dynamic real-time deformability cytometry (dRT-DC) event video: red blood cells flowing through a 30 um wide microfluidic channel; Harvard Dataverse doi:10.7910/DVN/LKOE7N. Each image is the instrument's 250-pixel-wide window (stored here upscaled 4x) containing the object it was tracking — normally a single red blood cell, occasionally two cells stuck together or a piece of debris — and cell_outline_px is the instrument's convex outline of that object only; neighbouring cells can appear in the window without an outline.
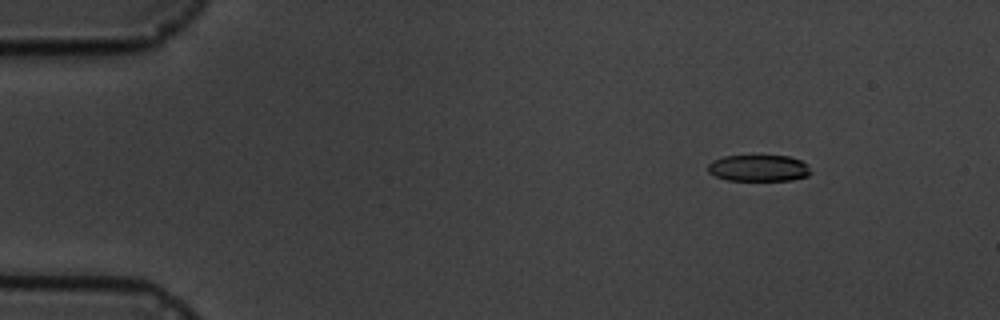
{"species": "common noctule bat (a hibernating species)", "species_latin": "Nyctalus noctula", "temperature_condition": "cold", "stored_images_in_passage": 5, "camera_frame_rate_fps": 3000, "um_per_image_px": 0.085, "animal": {"sex": "male", "body_mass_g": 19.5, "forearm_length_mm": 54.6}, "frame": {"image": 1, "passage_image": 1, "time_ms": 0.0, "image_size_px": [1000, 320], "cell_outline_px": [[812, 172], [808, 176], [792, 180], [728, 180], [716, 176], [708, 172], [708, 164], [712, 160], [724, 156], [788, 156], [800, 160], [808, 164]], "centroid_in_image_um": [64.51, 14.29], "position_along_channel_um": 20.5, "area_um2": 15.9}}
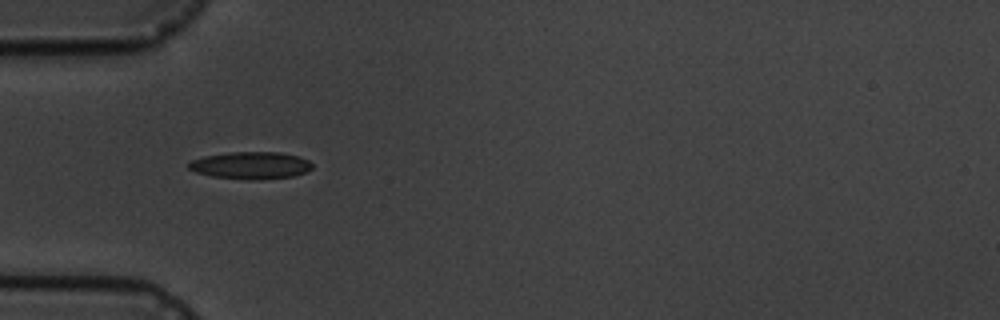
{"frame": {"image": 2, "passage_image": 4, "time_ms": 3.667, "image_size_px": [1000, 320], "cell_outline_px": [[312, 168], [304, 172], [292, 176], [260, 180], [248, 180], [212, 176], [196, 172], [188, 168], [188, 164], [192, 160], [204, 156], [228, 152], [280, 152], [300, 156], [308, 160], [312, 164]], "centroid_in_image_um": [21.32, 14.05], "position_along_channel_um": 63.7, "area_um2": 19.65}}
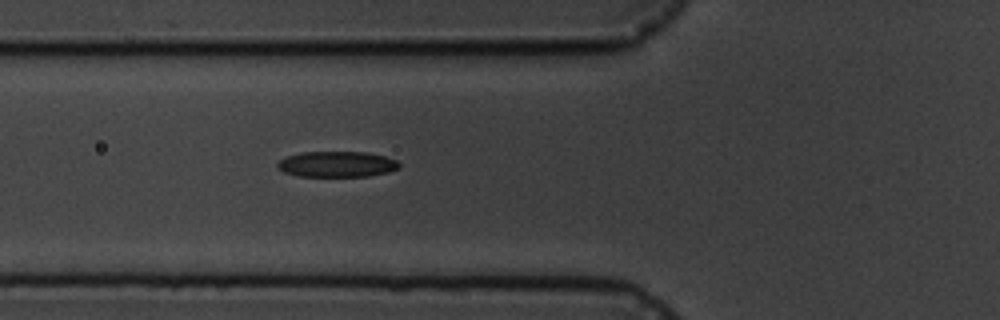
{"frame": {"image": 3, "passage_image": 5, "time_ms": 4.667, "image_size_px": [1000, 320], "cell_outline_px": [[400, 168], [388, 172], [368, 176], [300, 176], [284, 172], [276, 168], [276, 164], [280, 160], [288, 156], [300, 152], [368, 152], [384, 156], [396, 160], [400, 164]], "centroid_in_image_um": [28.63, 13.95], "position_along_channel_um": 97.2, "area_um2": 18.26}}